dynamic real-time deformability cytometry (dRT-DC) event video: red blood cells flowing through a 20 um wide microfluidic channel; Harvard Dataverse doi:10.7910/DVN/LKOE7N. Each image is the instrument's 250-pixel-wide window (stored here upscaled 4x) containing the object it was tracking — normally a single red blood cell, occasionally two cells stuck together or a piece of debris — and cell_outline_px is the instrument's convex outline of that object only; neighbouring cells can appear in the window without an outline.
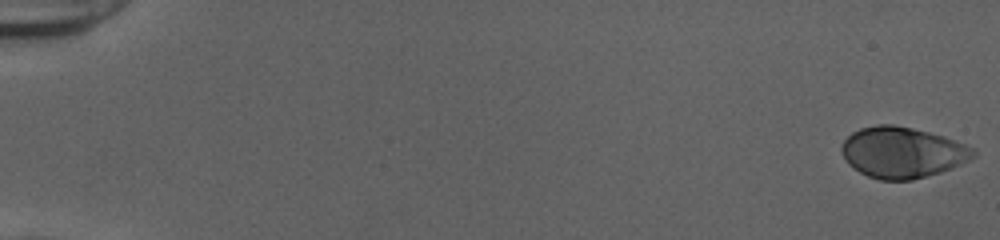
{"species": "human", "species_latin": "Homo sapiens", "temperature_condition": "cold", "stored_images_in_passage": 54, "camera_frame_rate_fps": 3000, "um_per_image_px": 0.085, "donor": {"sex": "female"}, "frame": {"image": 1, "passage_image": 1, "time_ms": 0.0, "image_size_px": [1000, 240], "cell_outline_px": [[976, 156], [952, 168], [940, 172], [912, 180], [880, 180], [868, 176], [852, 168], [848, 164], [840, 148], [844, 140], [852, 132], [860, 128], [876, 124], [892, 124], [912, 128], [944, 136], [976, 148]], "centroid_in_image_um": [76.7, 12.95], "position_along_channel_um": 8.3, "area_um2": 39.19}}
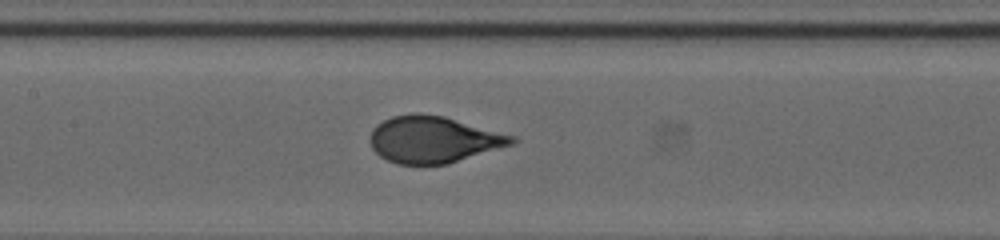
{"frame": {"image": 2, "passage_image": 28, "time_ms": 9.0, "image_size_px": [1000, 240], "cell_outline_px": [[516, 144], [448, 164], [396, 164], [380, 156], [372, 148], [368, 140], [372, 128], [376, 124], [392, 116], [412, 112], [416, 112], [444, 116], [516, 136]], "centroid_in_image_um": [36.84, 11.85], "position_along_channel_um": 170.6, "area_um2": 39.02}}
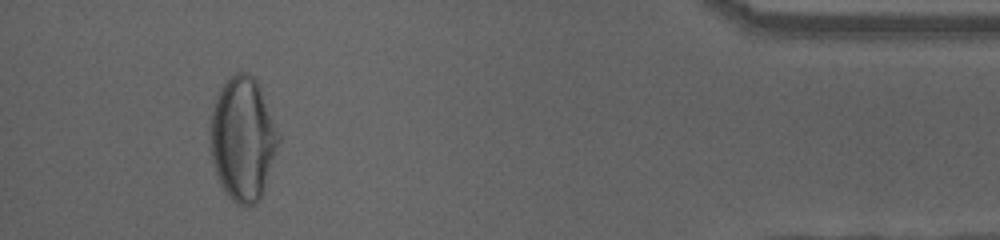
{"frame": {"image": 3, "passage_image": 51, "time_ms": 16.667, "image_size_px": [1000, 240], "cell_outline_px": [[280, 140], [264, 188], [256, 204], [248, 208], [236, 204], [224, 192], [220, 184], [208, 148], [208, 116], [224, 84], [236, 72], [248, 72], [256, 80], [260, 88], [280, 132]], "centroid_in_image_um": [20.6, 11.83], "position_along_channel_um": 414.6, "area_um2": 49.77}, "authors_computed_cell_mechanics": {"area_um2": 39.0439, "velocity_mm_per_s": 3.8481, "shape_relaxation_time_tau1_ms": 4.8653, "shape_relaxation_time_tau2_ms": null, "deformation_change_tau1": 0.2254, "deformation_change_tau2": null}}